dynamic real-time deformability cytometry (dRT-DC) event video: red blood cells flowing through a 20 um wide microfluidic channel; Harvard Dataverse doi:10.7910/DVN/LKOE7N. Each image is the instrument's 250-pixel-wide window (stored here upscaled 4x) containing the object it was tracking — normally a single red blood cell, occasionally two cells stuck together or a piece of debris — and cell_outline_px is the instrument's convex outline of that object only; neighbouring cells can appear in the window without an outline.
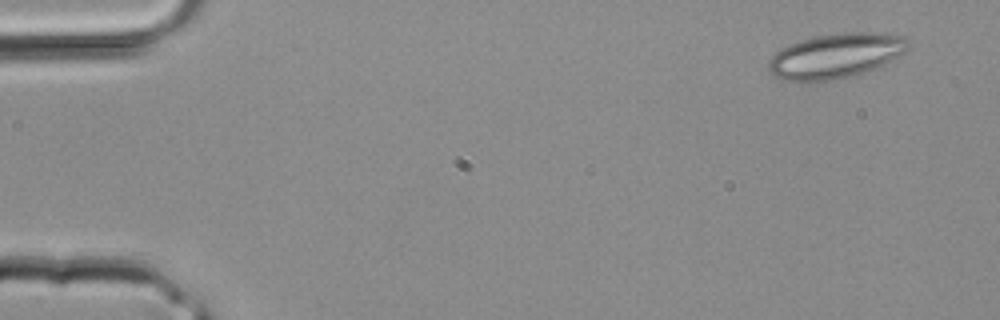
{"species": "common noctule bat (a hibernating species)", "species_latin": "Nyctalus noctula", "temperature_condition": "room temperature", "stored_images_in_passage": 3, "camera_frame_rate_fps": 3000, "um_per_image_px": 0.085, "animal": {"sex": "male", "body_mass_g": 20.4}, "frame": {"image": 1, "passage_image": 1, "time_ms": 0.0, "image_size_px": [1000, 320], "cell_outline_px": [[912, 44], [904, 52], [884, 64], [848, 76], [832, 80], [808, 84], [788, 80], [776, 76], [768, 68], [768, 64], [772, 56], [780, 48], [816, 36], [852, 32], [876, 32], [904, 36]], "centroid_in_image_um": [71.04, 4.75], "position_along_channel_um": 14.0, "area_um2": 36.13}}